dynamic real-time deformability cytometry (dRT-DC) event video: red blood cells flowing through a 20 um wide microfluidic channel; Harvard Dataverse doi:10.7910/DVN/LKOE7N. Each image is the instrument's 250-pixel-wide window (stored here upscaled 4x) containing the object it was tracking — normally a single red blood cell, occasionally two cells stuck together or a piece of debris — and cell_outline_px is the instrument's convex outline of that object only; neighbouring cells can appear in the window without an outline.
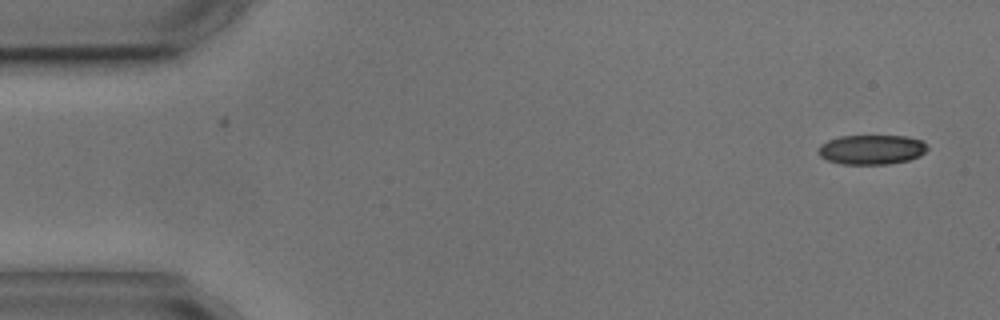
{"species": "common noctule bat (a hibernating species)", "species_latin": "Nyctalus noctula", "temperature_condition": "cold", "stored_images_in_passage": 2, "camera_frame_rate_fps": 3000, "um_per_image_px": 0.085, "animal": {"sex": "male", "body_mass_g": 17.9, "forearm_length_mm": 54.2}, "frame": {"image": 1, "passage_image": 2, "time_ms": 1.333, "image_size_px": [1000, 320], "cell_outline_px": [[928, 148], [920, 156], [908, 160], [888, 164], [840, 164], [828, 160], [820, 156], [820, 144], [828, 140], [840, 136], [908, 136], [920, 140]], "centroid_in_image_um": [74.08, 12.71], "position_along_channel_um": 10.9, "area_um2": 18.67}}